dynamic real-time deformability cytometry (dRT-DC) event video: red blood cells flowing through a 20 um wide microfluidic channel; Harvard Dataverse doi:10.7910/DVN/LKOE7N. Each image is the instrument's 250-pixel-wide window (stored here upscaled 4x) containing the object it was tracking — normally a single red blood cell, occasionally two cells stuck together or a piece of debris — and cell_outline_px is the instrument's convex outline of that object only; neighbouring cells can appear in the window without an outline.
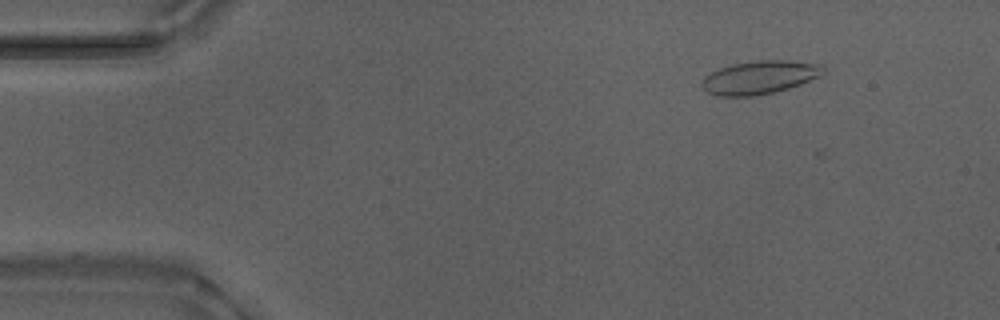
{"species": "Egyptian fruit bat (a non-hibernating species)", "species_latin": "Rousettus aegyptiacus", "temperature_condition": "warm", "stored_images_in_passage": 2, "camera_frame_rate_fps": 3000, "um_per_image_px": 0.085, "animal": {"sex": "male"}, "frame": {"image": 1, "passage_image": 1, "time_ms": 0.0, "image_size_px": [1000, 320], "cell_outline_px": [[828, 68], [820, 76], [800, 84], [788, 88], [772, 92], [752, 96], [716, 96], [708, 92], [700, 84], [704, 76], [720, 68], [732, 64], [756, 60], [788, 60], [824, 64]], "centroid_in_image_um": [64.6, 6.56], "position_along_channel_um": 20.4, "area_um2": 23.64}}